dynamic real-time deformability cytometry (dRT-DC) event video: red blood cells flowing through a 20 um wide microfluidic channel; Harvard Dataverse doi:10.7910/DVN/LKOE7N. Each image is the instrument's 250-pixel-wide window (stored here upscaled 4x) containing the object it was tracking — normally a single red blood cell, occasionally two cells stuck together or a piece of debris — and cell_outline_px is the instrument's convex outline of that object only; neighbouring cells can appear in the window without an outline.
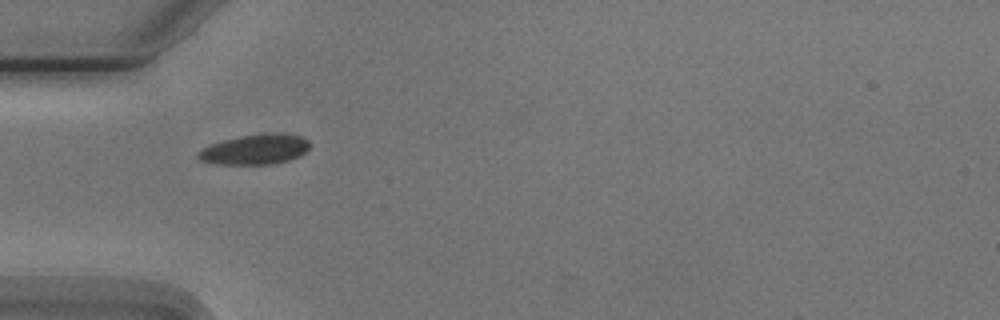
{"species": "Egyptian fruit bat (a non-hibernating species)", "species_latin": "Rousettus aegyptiacus", "temperature_condition": "cold", "stored_images_in_passage": 2, "camera_frame_rate_fps": 3000, "um_per_image_px": 0.085, "animal": {"sex": "male"}, "frame": {"image": 1, "passage_image": 1, "time_ms": 0.0, "image_size_px": [1000, 320], "cell_outline_px": [[308, 148], [300, 156], [288, 160], [268, 164], [216, 164], [200, 160], [196, 156], [196, 152], [212, 144], [224, 140], [240, 136], [300, 136], [308, 140]], "centroid_in_image_um": [21.59, 12.76], "position_along_channel_um": 63.4, "area_um2": 18.5}}
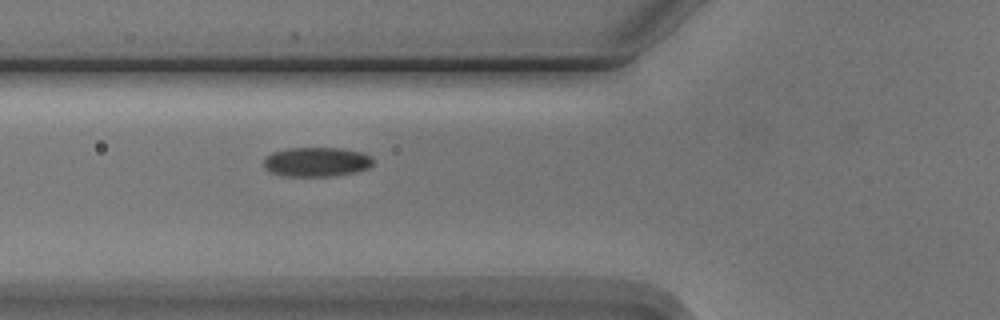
{"frame": {"image": 2, "passage_image": 2, "time_ms": 1.0, "image_size_px": [1000, 320], "cell_outline_px": [[372, 164], [368, 168], [356, 172], [332, 176], [284, 176], [272, 172], [264, 168], [264, 156], [272, 152], [288, 148], [344, 148], [364, 152], [372, 156]], "centroid_in_image_um": [26.91, 13.75], "position_along_channel_um": 98.9, "area_um2": 18.96}}